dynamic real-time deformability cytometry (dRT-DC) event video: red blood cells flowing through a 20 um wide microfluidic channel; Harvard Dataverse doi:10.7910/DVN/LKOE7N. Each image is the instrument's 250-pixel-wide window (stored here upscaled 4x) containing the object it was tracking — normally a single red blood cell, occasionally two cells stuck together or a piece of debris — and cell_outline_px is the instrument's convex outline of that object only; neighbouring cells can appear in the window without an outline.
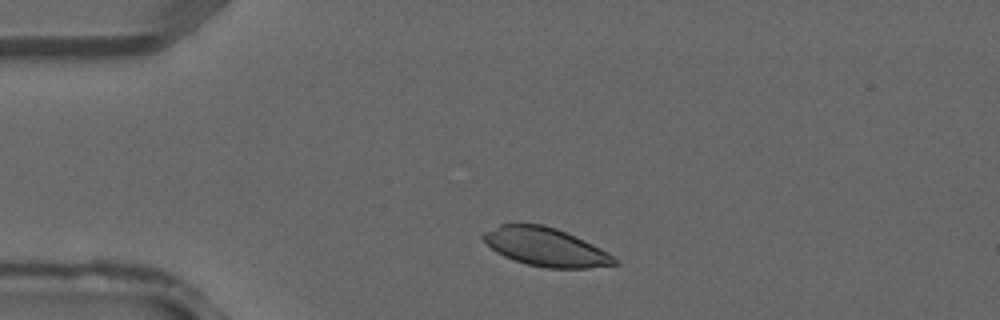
{"species": "common noctule bat (a hibernating species)", "species_latin": "Nyctalus noctula", "temperature_condition": "warm", "stored_images_in_passage": 3, "camera_frame_rate_fps": 3000, "um_per_image_px": 0.085, "animal": {"sex": "male", "forearm_length_mm": 52.5}, "frame": {"image": 1, "passage_image": 2, "time_ms": 0.333, "image_size_px": [1000, 320], "cell_outline_px": [[620, 264], [588, 268], [544, 268], [528, 264], [504, 256], [496, 252], [480, 236], [484, 232], [500, 224], [544, 224], [556, 228], [584, 240], [608, 252]], "centroid_in_image_um": [46.38, 20.99], "position_along_channel_um": 38.6, "area_um2": 29.13}}